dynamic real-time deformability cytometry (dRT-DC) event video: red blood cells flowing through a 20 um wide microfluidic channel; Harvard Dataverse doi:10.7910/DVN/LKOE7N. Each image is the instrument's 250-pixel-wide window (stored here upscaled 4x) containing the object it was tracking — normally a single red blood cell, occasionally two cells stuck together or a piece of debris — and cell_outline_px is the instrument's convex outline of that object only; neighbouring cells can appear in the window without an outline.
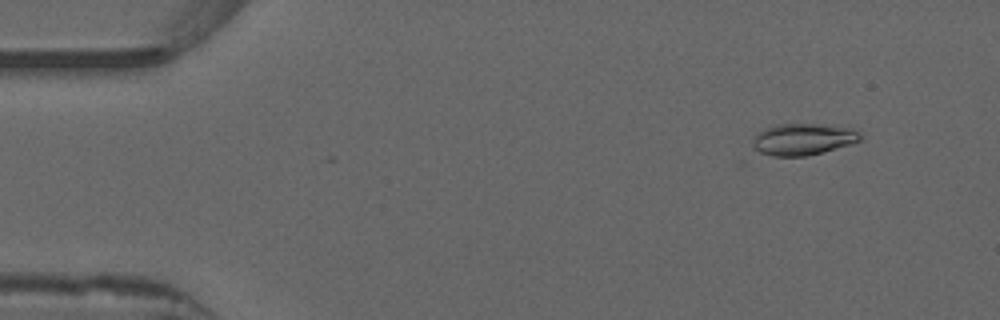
{"species": "common noctule bat (a hibernating species)", "species_latin": "Nyctalus noctula", "temperature_condition": "warm", "stored_images_in_passage": 52, "camera_frame_rate_fps": 3000, "um_per_image_px": 0.085, "animal": {"sex": "male", "forearm_length_mm": 52.5}, "frame": {"image": 1, "passage_image": 5, "time_ms": 1.333, "image_size_px": [1000, 320], "cell_outline_px": [[860, 140], [824, 152], [808, 156], [772, 156], [752, 152], [752, 140], [756, 132], [764, 128], [776, 124], [848, 124], [860, 132]], "centroid_in_image_um": [68.23, 11.82], "position_along_channel_um": 16.8, "area_um2": 20.63}}
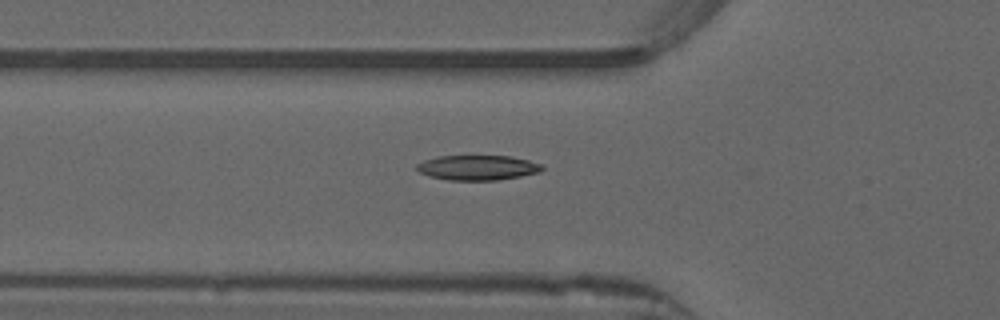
{"frame": {"image": 2, "passage_image": 18, "time_ms": 5.667, "image_size_px": [1000, 320], "cell_outline_px": [[544, 168], [540, 172], [520, 176], [496, 180], [448, 180], [428, 176], [420, 172], [416, 168], [416, 164], [424, 160], [436, 156], [508, 156], [528, 160], [540, 164]], "centroid_in_image_um": [40.56, 14.25], "position_along_channel_um": 85.2, "area_um2": 18.15}}
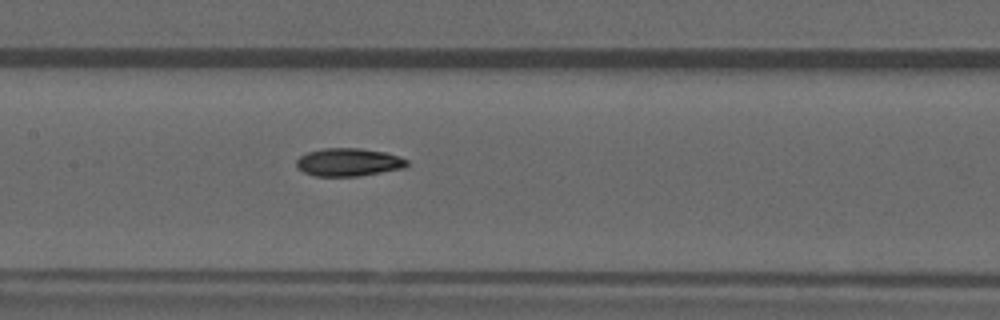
{"frame": {"image": 3, "passage_image": 25, "time_ms": 8.0, "image_size_px": [1000, 320], "cell_outline_px": [[408, 164], [404, 168], [360, 176], [316, 176], [304, 172], [296, 168], [296, 160], [300, 156], [308, 152], [324, 148], [360, 148], [384, 152], [400, 156], [408, 160]], "centroid_in_image_um": [29.62, 13.79], "position_along_channel_um": 177.8, "area_um2": 18.09}, "authors_computed_cell_mechanics": {"area_um2": 18.0336, "velocity_mm_per_s": 3.9408, "shape_relaxation_time_tau1_ms": null, "shape_relaxation_time_tau2_ms": 4.9122, "deformation_change_tau1": null, "deformation_change_tau2": 0.1147}}